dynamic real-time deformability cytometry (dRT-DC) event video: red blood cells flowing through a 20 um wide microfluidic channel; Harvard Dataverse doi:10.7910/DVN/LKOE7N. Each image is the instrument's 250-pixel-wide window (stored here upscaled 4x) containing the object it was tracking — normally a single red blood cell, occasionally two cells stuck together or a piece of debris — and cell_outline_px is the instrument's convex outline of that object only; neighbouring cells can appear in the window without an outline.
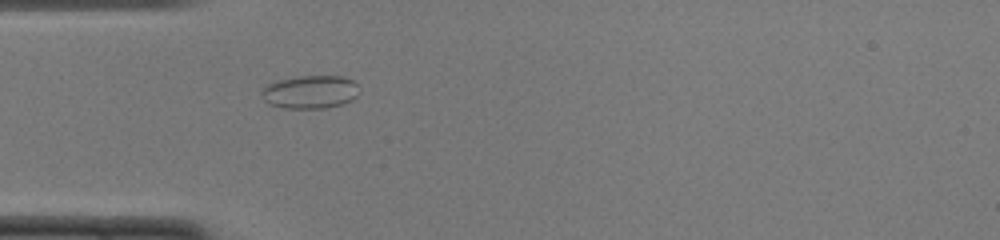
{"species": "common noctule bat (a hibernating species)", "species_latin": "Nyctalus noctula", "temperature_condition": "cold", "stored_images_in_passage": 38, "camera_frame_rate_fps": 3000, "um_per_image_px": 0.085, "animal": {"sex": "female", "body_mass_g": 22.0, "forearm_length_mm": 56.7}, "frame": {"image": 1, "passage_image": 3, "time_ms": 0.667, "image_size_px": [1000, 240], "cell_outline_px": [[360, 92], [352, 100], [344, 104], [324, 108], [284, 108], [268, 104], [260, 96], [260, 92], [268, 84], [280, 80], [300, 76], [340, 76], [352, 80], [360, 88]], "centroid_in_image_um": [26.38, 7.83], "position_along_channel_um": 58.6, "area_um2": 18.96}}
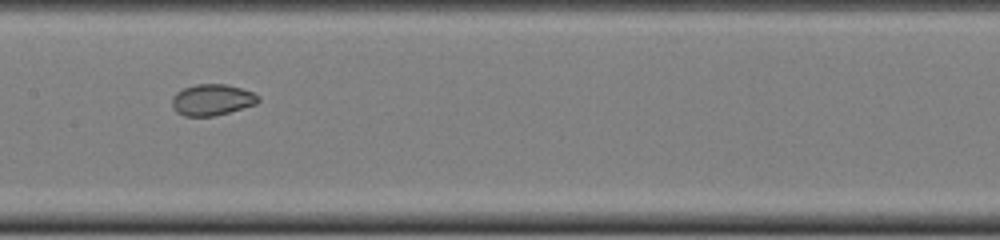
{"frame": {"image": 2, "passage_image": 13, "time_ms": 4.0, "image_size_px": [1000, 240], "cell_outline_px": [[260, 100], [256, 104], [228, 112], [212, 116], [184, 116], [176, 112], [172, 108], [172, 96], [176, 92], [184, 88], [196, 84], [224, 84], [240, 88], [252, 92], [260, 96]], "centroid_in_image_um": [18.0, 8.48], "position_along_channel_um": 189.4, "area_um2": 15.66}}
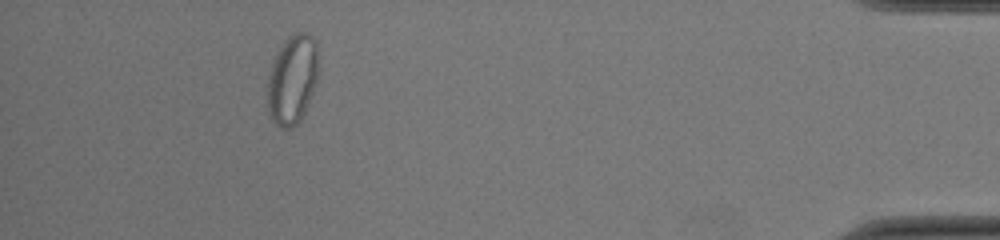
{"frame": {"image": 3, "passage_image": 34, "time_ms": 11.0, "image_size_px": [1000, 240], "cell_outline_px": [[320, 72], [316, 84], [304, 112], [300, 120], [292, 128], [284, 128], [276, 124], [268, 112], [268, 76], [272, 60], [284, 40], [292, 32], [304, 32], [312, 36], [316, 40], [320, 68]], "centroid_in_image_um": [24.88, 6.69], "position_along_channel_um": 410.3, "area_um2": 26.99}, "authors_computed_cell_mechanics": {"area_um2": 17.3111, "velocity_mm_per_s": 3.9886, "shape_relaxation_time_tau1_ms": null, "shape_relaxation_time_tau2_ms": 1.0855, "deformation_change_tau1": null, "deformation_change_tau2": 0.0399}}